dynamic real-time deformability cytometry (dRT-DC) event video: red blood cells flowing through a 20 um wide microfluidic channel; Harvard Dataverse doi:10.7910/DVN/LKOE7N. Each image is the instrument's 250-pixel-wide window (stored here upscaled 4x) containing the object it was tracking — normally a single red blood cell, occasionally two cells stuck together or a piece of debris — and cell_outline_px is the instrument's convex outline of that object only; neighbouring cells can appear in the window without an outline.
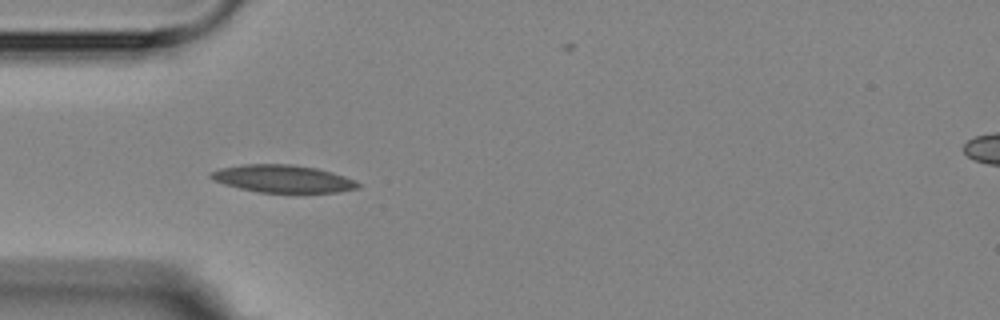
{"species": "Egyptian fruit bat (a non-hibernating species)", "species_latin": "Rousettus aegyptiacus", "temperature_condition": "room temperature", "stored_images_in_passage": 3, "camera_frame_rate_fps": 3000, "um_per_image_px": 0.085, "animal": {"sex": "female"}, "frame": {"image": 1, "passage_image": 3, "time_ms": 3.333, "image_size_px": [1000, 320], "cell_outline_px": [[360, 188], [336, 192], [260, 192], [240, 188], [224, 184], [212, 180], [208, 176], [212, 172], [220, 168], [244, 164], [292, 164], [316, 168], [332, 172], [356, 180], [360, 184]], "centroid_in_image_um": [24.04, 15.19], "position_along_channel_um": 61.0, "area_um2": 23.52}}